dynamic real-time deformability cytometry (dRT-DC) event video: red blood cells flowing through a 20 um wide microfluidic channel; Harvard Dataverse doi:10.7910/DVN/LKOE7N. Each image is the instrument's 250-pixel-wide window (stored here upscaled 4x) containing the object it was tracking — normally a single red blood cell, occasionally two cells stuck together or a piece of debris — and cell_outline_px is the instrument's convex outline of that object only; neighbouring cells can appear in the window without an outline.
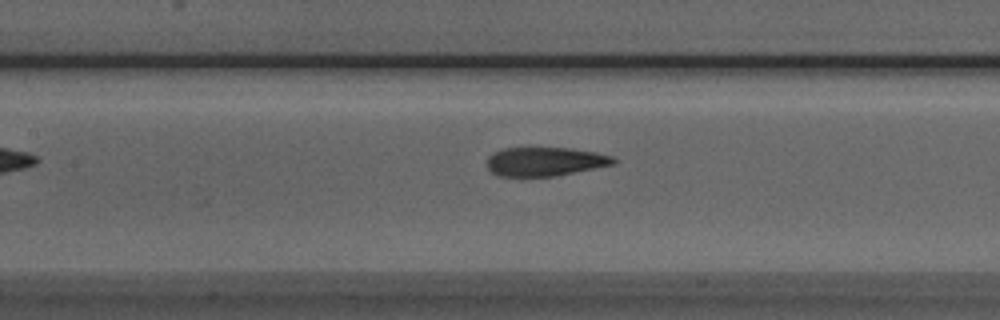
{"species": "Egyptian fruit bat (a non-hibernating species)", "species_latin": "Rousettus aegyptiacus", "temperature_condition": "room temperature", "stored_images_in_passage": 30, "camera_frame_rate_fps": 3000, "um_per_image_px": 0.085, "animal": {"sex": "male"}, "frame": {"image": 1, "passage_image": 9, "time_ms": 2.667, "image_size_px": [1000, 320], "cell_outline_px": [[616, 164], [556, 176], [496, 176], [488, 168], [488, 156], [492, 152], [504, 148], [572, 148], [596, 152], [612, 156], [616, 160]], "centroid_in_image_um": [46.34, 13.73], "position_along_channel_um": 161.1, "area_um2": 21.39}}
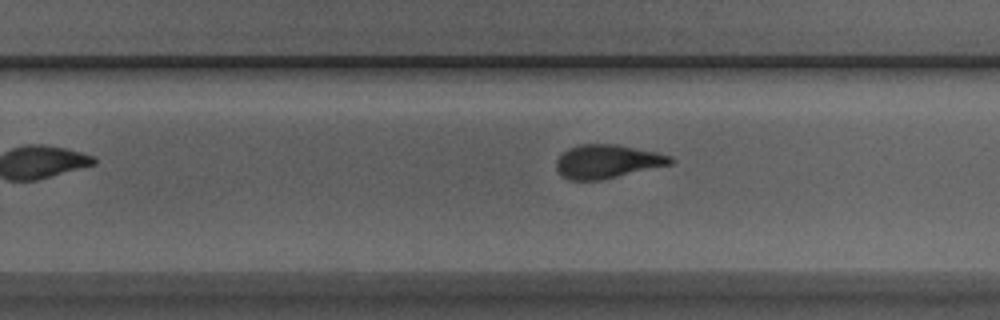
{"frame": {"image": 2, "passage_image": 18, "time_ms": 5.667, "image_size_px": [1000, 320], "cell_outline_px": [[676, 160], [672, 164], [600, 180], [568, 180], [560, 176], [556, 168], [556, 160], [568, 148], [580, 144], [616, 144], [656, 152], [672, 156]], "centroid_in_image_um": [51.61, 13.73], "position_along_channel_um": 278.2, "area_um2": 22.43}}
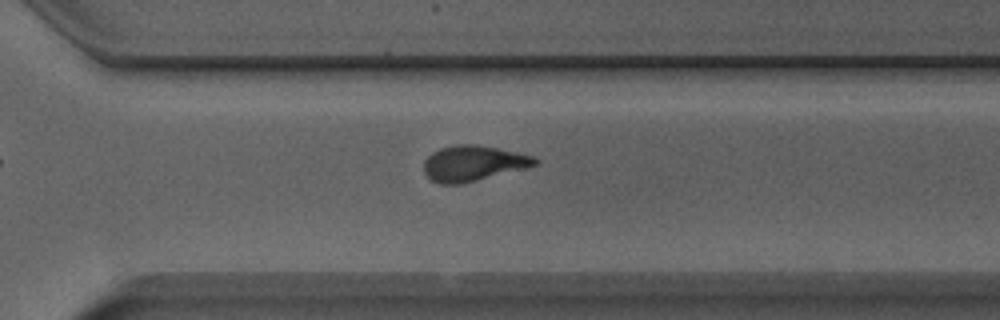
{"frame": {"image": 3, "passage_image": 22, "time_ms": 7.0, "image_size_px": [1000, 320], "cell_outline_px": [[540, 164], [460, 184], [440, 184], [432, 180], [424, 172], [424, 160], [432, 152], [440, 148], [456, 144], [476, 144], [496, 148], [532, 156], [540, 160]], "centroid_in_image_um": [40.2, 13.87], "position_along_channel_um": 330.4, "area_um2": 22.72}}